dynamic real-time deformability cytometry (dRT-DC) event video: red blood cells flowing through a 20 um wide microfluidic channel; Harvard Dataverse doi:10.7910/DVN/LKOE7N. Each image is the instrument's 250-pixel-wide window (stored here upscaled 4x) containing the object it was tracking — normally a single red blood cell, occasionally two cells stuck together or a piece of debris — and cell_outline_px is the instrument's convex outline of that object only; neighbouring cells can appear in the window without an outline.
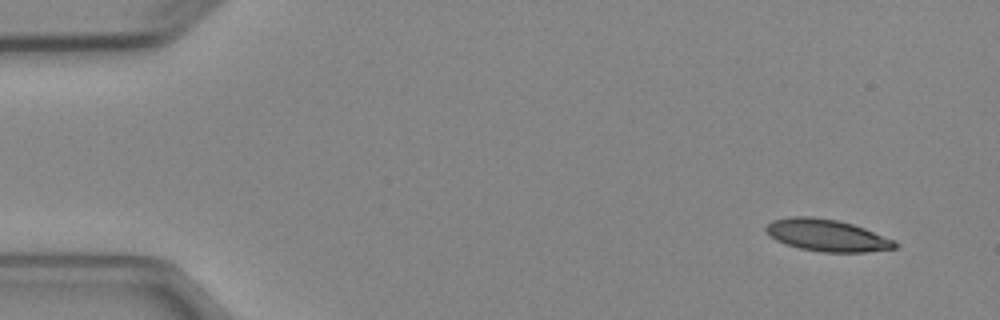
{"species": "Egyptian fruit bat (a non-hibernating species)", "species_latin": "Rousettus aegyptiacus", "temperature_condition": "cold", "stored_images_in_passage": 4, "camera_frame_rate_fps": 3000, "um_per_image_px": 0.085, "animal": {"sex": "female"}, "frame": {"image": 1, "passage_image": 1, "time_ms": 0.0, "image_size_px": [1000, 320], "cell_outline_px": [[900, 244], [896, 248], [864, 252], [820, 252], [800, 248], [784, 244], [776, 240], [764, 228], [772, 220], [792, 216], [812, 216], [836, 220], [852, 224], [864, 228], [896, 240]], "centroid_in_image_um": [70.32, 20.0], "position_along_channel_um": 14.7, "area_um2": 24.04}}
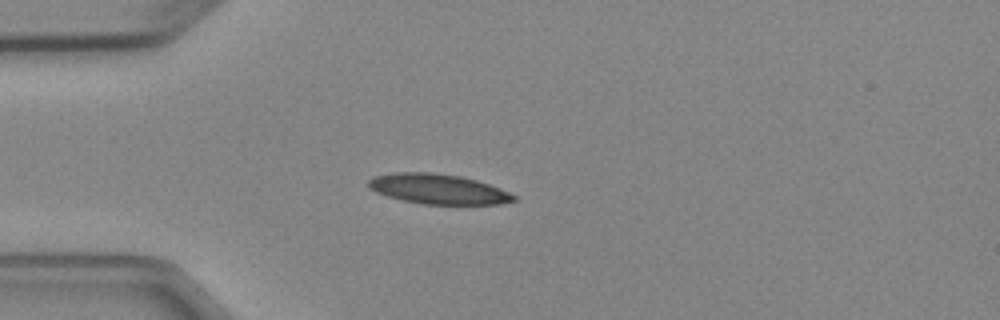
{"frame": {"image": 2, "passage_image": 4, "time_ms": 3.333, "image_size_px": [1000, 320], "cell_outline_px": [[516, 200], [500, 204], [424, 204], [404, 200], [388, 196], [376, 192], [368, 188], [368, 180], [372, 176], [392, 172], [432, 172], [460, 176], [476, 180], [500, 188], [516, 196]], "centroid_in_image_um": [37.21, 16.05], "position_along_channel_um": 47.8, "area_um2": 25.37}}